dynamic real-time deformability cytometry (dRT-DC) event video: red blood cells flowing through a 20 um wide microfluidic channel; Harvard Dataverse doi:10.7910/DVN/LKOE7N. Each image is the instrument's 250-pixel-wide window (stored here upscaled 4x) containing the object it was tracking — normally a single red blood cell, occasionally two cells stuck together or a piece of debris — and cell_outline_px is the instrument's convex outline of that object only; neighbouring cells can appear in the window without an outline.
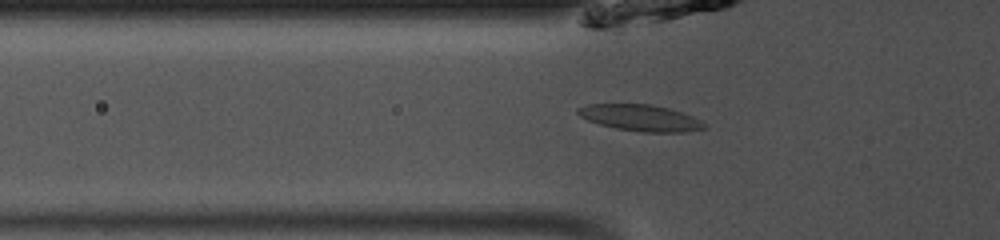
{"species": "common noctule bat (a hibernating species)", "species_latin": "Nyctalus noctula", "temperature_condition": "room temperature", "stored_images_in_passage": 37, "camera_frame_rate_fps": 3000, "um_per_image_px": 0.085, "animal": {"sex": "male", "body_mass_g": 13.0, "forearm_length_mm": 53.1}, "frame": {"image": 1, "passage_image": 4, "time_ms": 1.0, "image_size_px": [1000, 240], "cell_outline_px": [[708, 128], [684, 132], [644, 132], [616, 128], [600, 124], [588, 120], [580, 116], [576, 112], [576, 108], [588, 104], [648, 104], [668, 108], [692, 116], [708, 124]], "centroid_in_image_um": [54.46, 10.02], "position_along_channel_um": 71.3, "area_um2": 19.36}}
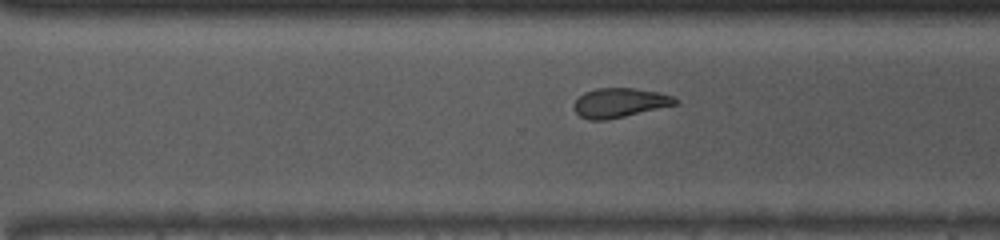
{"frame": {"image": 2, "passage_image": 22, "time_ms": 7.0, "image_size_px": [1000, 240], "cell_outline_px": [[680, 100], [676, 104], [624, 116], [604, 120], [588, 120], [580, 116], [572, 108], [576, 100], [584, 92], [596, 88], [636, 88], [660, 92], [672, 96]], "centroid_in_image_um": [52.66, 8.72], "position_along_channel_um": 317.9, "area_um2": 17.28}}
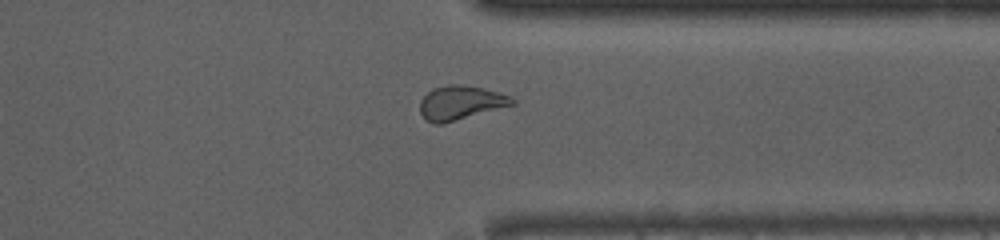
{"frame": {"image": 3, "passage_image": 26, "time_ms": 8.333, "image_size_px": [1000, 240], "cell_outline_px": [[516, 104], [440, 124], [432, 124], [424, 120], [420, 112], [420, 100], [432, 88], [452, 84], [460, 84], [480, 88], [512, 96], [516, 100]], "centroid_in_image_um": [39.13, 8.74], "position_along_channel_um": 372.3, "area_um2": 18.21}, "authors_computed_cell_mechanics": {"area_um2": 18.4382, "velocity_mm_per_s": 4.0846, "shape_relaxation_time_tau1_ms": null, "shape_relaxation_time_tau2_ms": 3.2756, "deformation_change_tau1": null, "deformation_change_tau2": 0.0875}}